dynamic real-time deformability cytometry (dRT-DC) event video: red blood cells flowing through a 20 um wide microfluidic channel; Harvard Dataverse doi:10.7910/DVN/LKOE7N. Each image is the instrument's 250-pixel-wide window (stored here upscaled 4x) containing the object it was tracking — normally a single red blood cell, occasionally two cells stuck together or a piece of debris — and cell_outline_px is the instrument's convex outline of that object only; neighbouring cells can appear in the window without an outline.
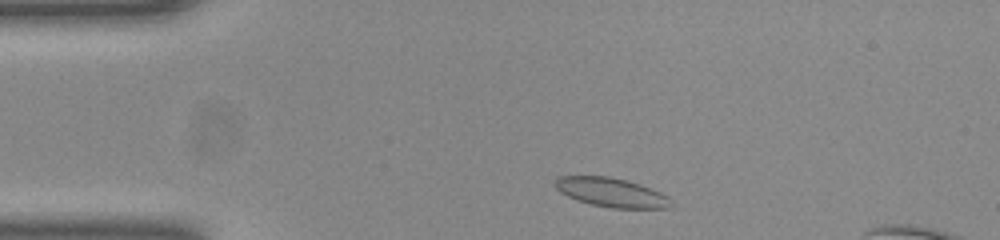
{"species": "common noctule bat (a hibernating species)", "species_latin": "Nyctalus noctula", "temperature_condition": "room temperature", "stored_images_in_passage": 44, "camera_frame_rate_fps": 3000, "um_per_image_px": 0.085, "animal": {"sex": "female", "body_mass_g": 23.0, "forearm_length_mm": 53.4}, "frame": {"image": 1, "passage_image": 2, "time_ms": 0.333, "image_size_px": [1000, 240], "cell_outline_px": [[672, 208], [612, 208], [592, 204], [576, 200], [560, 192], [556, 188], [556, 180], [560, 176], [608, 176], [640, 184], [660, 192], [668, 196]], "centroid_in_image_um": [51.97, 16.36], "position_along_channel_um": 33.0, "area_um2": 19.42}}
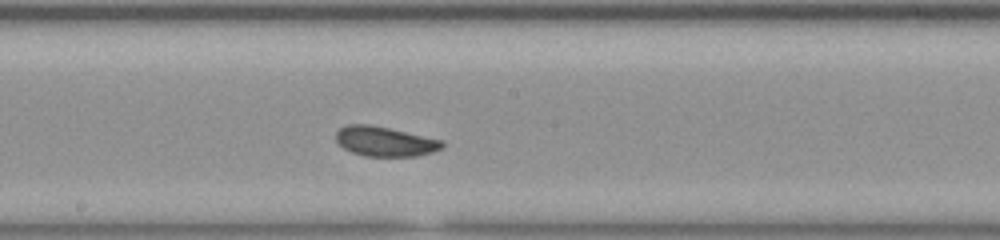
{"frame": {"image": 2, "passage_image": 19, "time_ms": 6.0, "image_size_px": [1000, 240], "cell_outline_px": [[444, 144], [440, 148], [432, 152], [416, 156], [364, 156], [352, 152], [344, 148], [336, 140], [336, 132], [340, 128], [348, 124], [368, 124], [388, 128], [444, 140]], "centroid_in_image_um": [32.71, 12.02], "position_along_channel_um": 215.5, "area_um2": 18.26}}
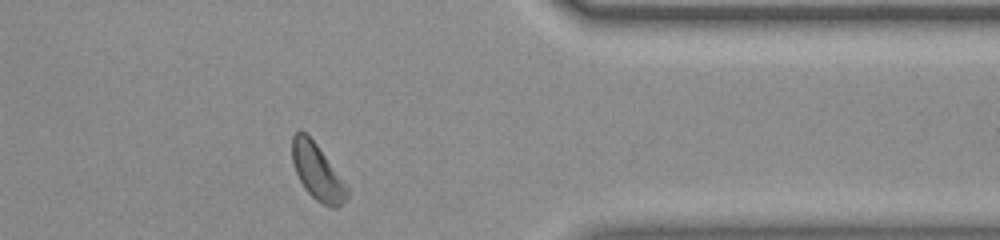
{"frame": {"image": 3, "passage_image": 33, "time_ms": 10.667, "image_size_px": [1000, 240], "cell_outline_px": [[348, 200], [336, 208], [332, 208], [316, 200], [304, 188], [296, 172], [292, 160], [292, 136], [300, 128], [316, 144], [348, 184]], "centroid_in_image_um": [27.01, 14.63], "position_along_channel_um": 384.4, "area_um2": 18.03}, "authors_computed_cell_mechanics": {"area_um2": 18.2937, "velocity_mm_per_s": 3.9651, "shape_relaxation_time_tau1_ms": 2.167, "shape_relaxation_time_tau2_ms": 3.7042, "deformation_change_tau1": 0.0862, "deformation_change_tau2": 0.0959}}